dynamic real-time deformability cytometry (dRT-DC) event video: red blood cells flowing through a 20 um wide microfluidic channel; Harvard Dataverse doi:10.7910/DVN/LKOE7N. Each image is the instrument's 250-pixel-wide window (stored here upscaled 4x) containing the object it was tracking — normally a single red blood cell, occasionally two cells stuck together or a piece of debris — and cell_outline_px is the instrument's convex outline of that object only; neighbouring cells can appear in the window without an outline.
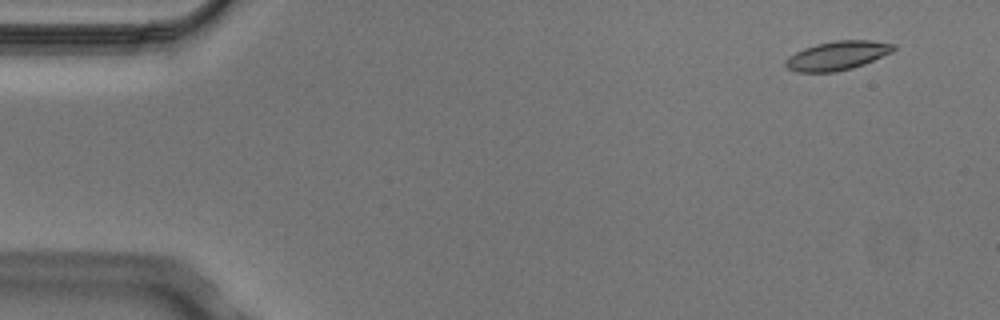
{"species": "Egyptian fruit bat (a non-hibernating species)", "species_latin": "Rousettus aegyptiacus", "temperature_condition": "cold", "stored_images_in_passage": 9, "camera_frame_rate_fps": 3000, "um_per_image_px": 0.085, "animal": {"sex": "male"}, "frame": {"image": 1, "passage_image": 1, "time_ms": 0.0, "image_size_px": [1000, 320], "cell_outline_px": [[896, 48], [892, 52], [864, 64], [852, 68], [836, 72], [796, 72], [788, 68], [784, 64], [784, 60], [788, 56], [804, 48], [816, 44], [836, 40], [872, 40], [896, 44]], "centroid_in_image_um": [71.17, 4.72], "position_along_channel_um": 13.8, "area_um2": 18.32}}
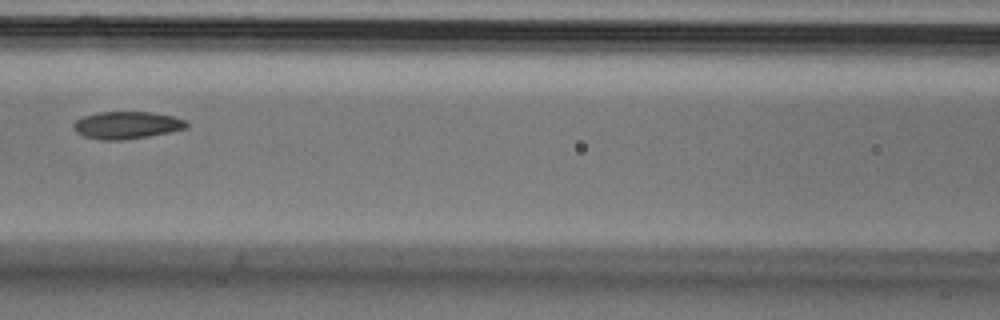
{"frame": {"image": 2, "passage_image": 6, "time_ms": 1.667, "image_size_px": [1000, 320], "cell_outline_px": [[188, 128], [148, 136], [124, 140], [100, 140], [84, 136], [76, 132], [72, 128], [72, 124], [76, 120], [84, 116], [96, 112], [152, 112], [172, 116], [188, 120]], "centroid_in_image_um": [10.77, 10.63], "position_along_channel_um": 155.8, "area_um2": 18.15}}
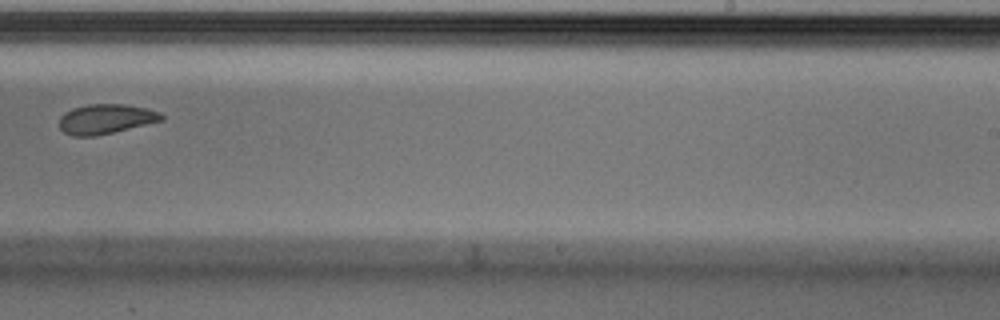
{"frame": {"image": 3, "passage_image": 9, "time_ms": 2.667, "image_size_px": [1000, 320], "cell_outline_px": [[164, 120], [112, 132], [92, 136], [72, 136], [64, 132], [60, 128], [60, 116], [64, 112], [72, 108], [88, 104], [124, 104], [148, 108], [160, 112], [164, 116]], "centroid_in_image_um": [8.99, 10.1], "position_along_channel_um": 280.0, "area_um2": 17.69}}